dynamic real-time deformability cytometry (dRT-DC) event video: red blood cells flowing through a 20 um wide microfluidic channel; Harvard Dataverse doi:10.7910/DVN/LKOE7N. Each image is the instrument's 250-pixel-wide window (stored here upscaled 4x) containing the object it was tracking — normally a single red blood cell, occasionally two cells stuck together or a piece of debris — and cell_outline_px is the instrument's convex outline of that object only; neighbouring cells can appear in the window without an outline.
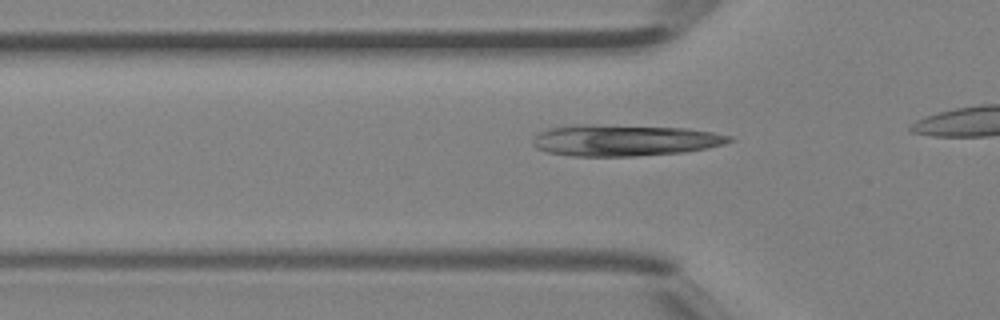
{"species": "Egyptian fruit bat (a non-hibernating species)", "species_latin": "Rousettus aegyptiacus", "temperature_condition": "room temperature", "stored_images_in_passage": 11, "camera_frame_rate_fps": 3000, "um_per_image_px": 0.085, "animal": {"sex": "female"}, "frame": {"image": 1, "passage_image": 4, "time_ms": 1.0, "image_size_px": [1000, 320], "cell_outline_px": [[736, 140], [724, 144], [708, 148], [684, 152], [636, 156], [572, 156], [548, 152], [536, 148], [532, 144], [532, 140], [540, 132], [548, 128], [576, 124], [588, 124], [688, 128], [712, 132], [732, 136]], "centroid_in_image_um": [53.1, 11.92], "position_along_channel_um": 72.7, "area_um2": 36.13}}
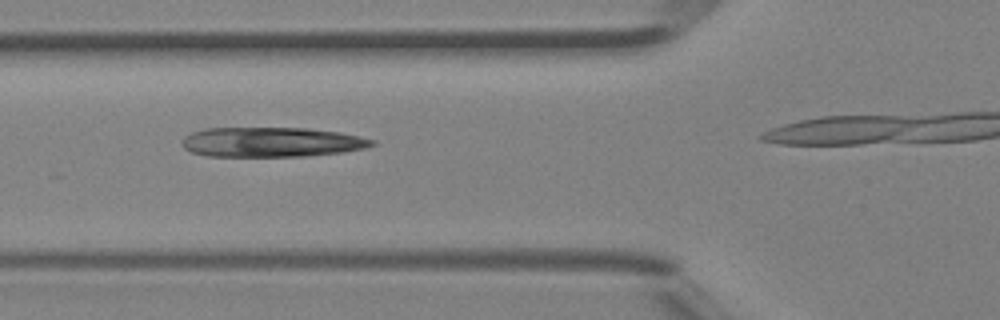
{"frame": {"image": 2, "passage_image": 6, "time_ms": 1.667, "image_size_px": [1000, 320], "cell_outline_px": [[376, 144], [364, 148], [340, 152], [308, 156], [208, 156], [192, 152], [184, 148], [184, 136], [192, 132], [204, 128], [308, 128], [340, 132], [360, 136], [376, 140]], "centroid_in_image_um": [23.11, 12.07], "position_along_channel_um": 102.7, "area_um2": 32.89}}
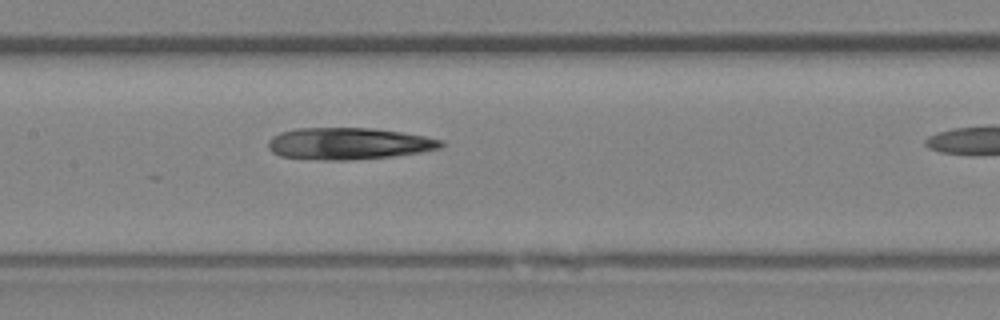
{"frame": {"image": 3, "passage_image": 11, "time_ms": 3.333, "image_size_px": [1000, 320], "cell_outline_px": [[444, 144], [440, 148], [420, 152], [392, 156], [348, 160], [324, 160], [280, 156], [272, 152], [268, 148], [268, 140], [272, 136], [280, 132], [296, 128], [372, 128], [400, 132], [424, 136], [444, 140]], "centroid_in_image_um": [29.61, 12.2], "position_along_channel_um": 177.8, "area_um2": 31.96}}